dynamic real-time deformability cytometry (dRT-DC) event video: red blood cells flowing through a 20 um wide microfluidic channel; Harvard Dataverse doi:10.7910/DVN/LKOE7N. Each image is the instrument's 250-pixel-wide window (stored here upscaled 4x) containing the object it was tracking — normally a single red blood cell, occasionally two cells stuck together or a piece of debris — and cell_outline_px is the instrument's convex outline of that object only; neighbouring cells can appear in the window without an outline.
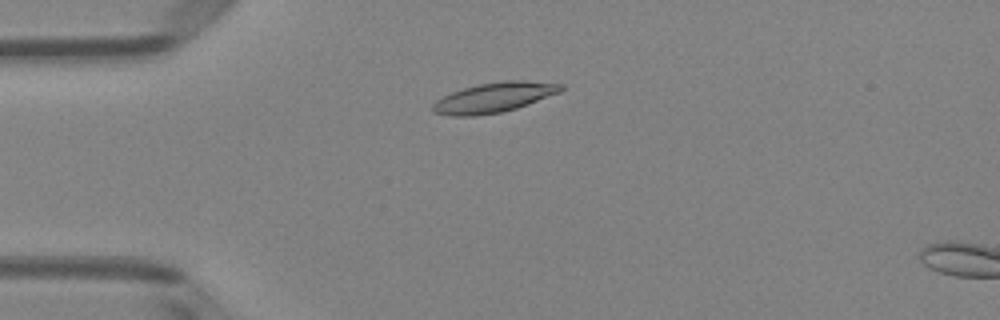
{"species": "Egyptian fruit bat (a non-hibernating species)", "species_latin": "Rousettus aegyptiacus", "temperature_condition": "room temperature", "stored_images_in_passage": 12, "camera_frame_rate_fps": 3000, "um_per_image_px": 0.085, "animal": {"sex": "female"}, "frame": {"image": 1, "passage_image": 9, "time_ms": 2.667, "image_size_px": [1000, 320], "cell_outline_px": [[564, 88], [560, 92], [516, 108], [500, 112], [476, 116], [452, 116], [432, 112], [432, 104], [436, 100], [452, 92], [464, 88], [480, 84], [504, 80], [528, 80], [564, 84]], "centroid_in_image_um": [42.0, 8.28], "position_along_channel_um": 43.0, "area_um2": 22.25}}